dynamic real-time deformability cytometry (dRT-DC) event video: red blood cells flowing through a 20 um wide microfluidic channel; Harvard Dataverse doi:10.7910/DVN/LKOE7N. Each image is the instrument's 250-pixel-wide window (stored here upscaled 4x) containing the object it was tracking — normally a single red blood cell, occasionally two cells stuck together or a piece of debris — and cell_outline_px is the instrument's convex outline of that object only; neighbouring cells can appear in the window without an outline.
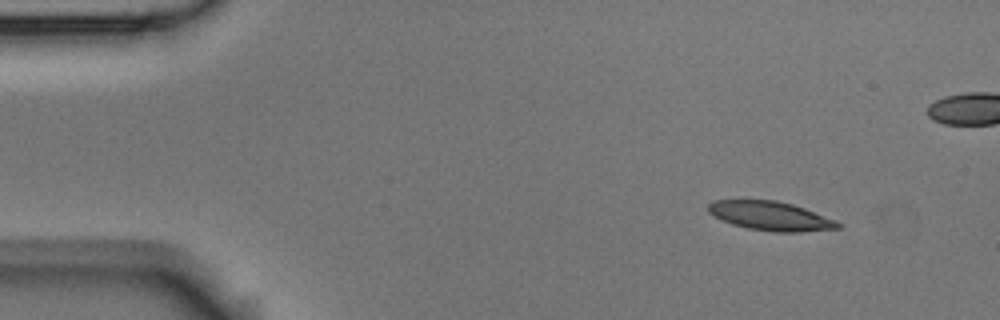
{"species": "Egyptian fruit bat (a non-hibernating species)", "species_latin": "Rousettus aegyptiacus", "temperature_condition": "room temperature", "stored_images_in_passage": 5, "camera_frame_rate_fps": 3000, "um_per_image_px": 0.085, "animal": {"sex": "male"}, "frame": {"image": 1, "passage_image": 1, "time_ms": 0.0, "image_size_px": [1000, 320], "cell_outline_px": [[840, 228], [800, 232], [776, 232], [748, 228], [732, 224], [720, 220], [708, 212], [708, 204], [712, 200], [776, 200], [792, 204], [804, 208], [836, 220], [840, 224]], "centroid_in_image_um": [65.47, 18.35], "position_along_channel_um": 19.5, "area_um2": 21.91}}